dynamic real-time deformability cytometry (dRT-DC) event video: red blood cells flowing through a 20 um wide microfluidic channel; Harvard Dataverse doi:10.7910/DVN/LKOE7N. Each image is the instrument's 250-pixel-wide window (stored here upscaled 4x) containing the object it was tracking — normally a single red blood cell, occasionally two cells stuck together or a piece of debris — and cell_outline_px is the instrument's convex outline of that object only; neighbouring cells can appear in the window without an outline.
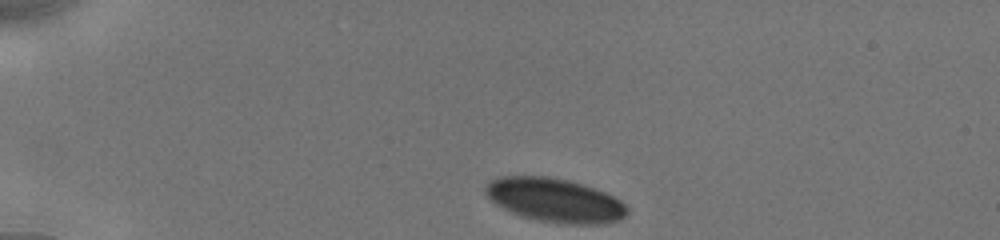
{"species": "human", "species_latin": "Homo sapiens", "temperature_condition": "cold", "stored_images_in_passage": 33, "camera_frame_rate_fps": 3000, "um_per_image_px": 0.085, "donor": {"sex": "male"}, "frame": {"image": 1, "passage_image": 1, "time_ms": 0.0, "image_size_px": [1000, 240], "cell_outline_px": [[628, 212], [620, 220], [600, 224], [564, 224], [540, 220], [520, 216], [496, 204], [484, 192], [484, 188], [492, 180], [500, 176], [544, 176], [568, 180], [604, 192], [620, 200], [628, 208]], "centroid_in_image_um": [47.16, 17.02], "position_along_channel_um": 37.8, "area_um2": 35.84}}
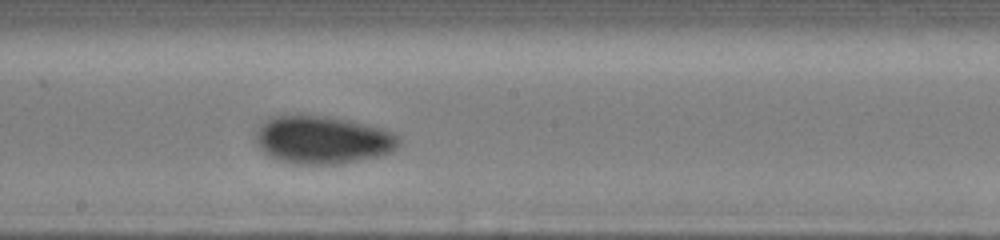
{"frame": {"image": 2, "passage_image": 14, "time_ms": 6.333, "image_size_px": [1000, 240], "cell_outline_px": [[400, 144], [392, 152], [384, 156], [336, 164], [300, 164], [268, 156], [260, 148], [256, 140], [256, 132], [272, 116], [324, 116], [352, 120], [384, 128], [392, 132], [400, 140]], "centroid_in_image_um": [27.51, 11.89], "position_along_channel_um": 220.7, "area_um2": 39.71}}
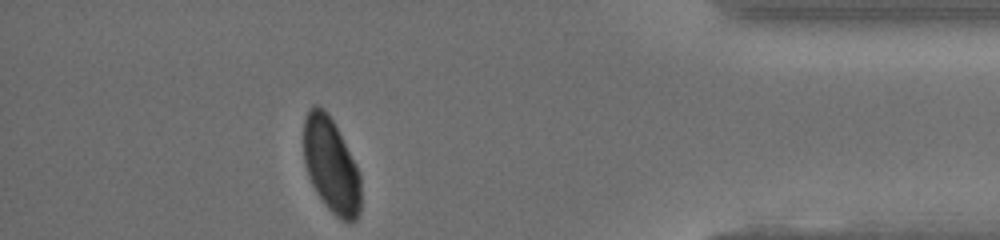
{"frame": {"image": 3, "passage_image": 29, "time_ms": 12.0, "image_size_px": [1000, 240], "cell_outline_px": [[360, 212], [356, 220], [348, 224], [336, 216], [324, 204], [316, 192], [308, 176], [304, 160], [304, 120], [312, 104], [316, 104], [324, 108], [328, 112], [356, 164], [360, 172]], "centroid_in_image_um": [28.15, 14.07], "position_along_channel_um": 407.1, "area_um2": 31.73}, "authors_computed_cell_mechanics": {"area_um2": 37.57, "velocity_mm_per_s": 3.8674, "shape_relaxation_time_tau1_ms": 3.9274, "shape_relaxation_time_tau2_ms": null, "deformation_change_tau1": 0.0807, "deformation_change_tau2": null}}